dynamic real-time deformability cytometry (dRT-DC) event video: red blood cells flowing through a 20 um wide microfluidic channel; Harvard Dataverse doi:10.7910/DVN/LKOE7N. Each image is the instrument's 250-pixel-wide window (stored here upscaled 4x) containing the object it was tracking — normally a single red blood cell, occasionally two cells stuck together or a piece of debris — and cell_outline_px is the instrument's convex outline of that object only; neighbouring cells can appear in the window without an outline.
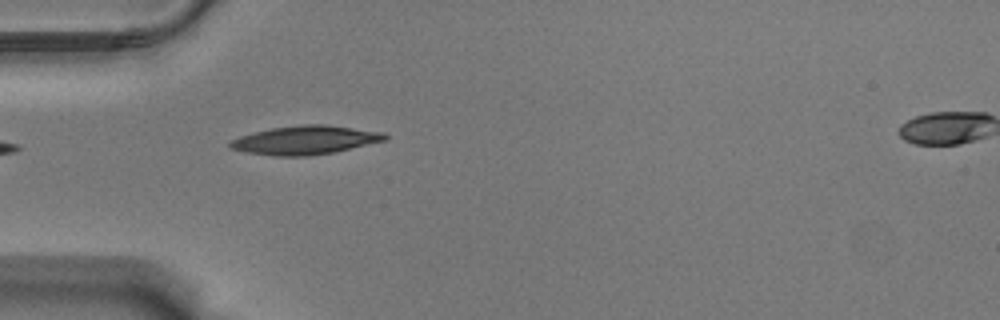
{"species": "Egyptian fruit bat (a non-hibernating species)", "species_latin": "Rousettus aegyptiacus", "temperature_condition": "warm", "stored_images_in_passage": 2, "segment_of_instrument_passage": [1, 2], "camera_frame_rate_fps": 3000, "um_per_image_px": 0.085, "animal": {"sex": "male"}, "frame": {"image": 1, "passage_image": 1, "time_ms": 0.0, "image_size_px": [1000, 320], "cell_outline_px": [[388, 140], [332, 152], [308, 156], [276, 156], [248, 152], [228, 148], [228, 144], [232, 140], [240, 136], [272, 128], [304, 124], [324, 124], [384, 132], [388, 136]], "centroid_in_image_um": [25.97, 11.9], "position_along_channel_um": 59.0, "area_um2": 25.66}}